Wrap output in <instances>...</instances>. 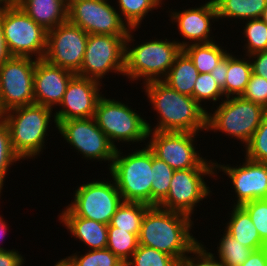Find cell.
<instances>
[{
  "label": "cell",
  "mask_w": 267,
  "mask_h": 266,
  "mask_svg": "<svg viewBox=\"0 0 267 266\" xmlns=\"http://www.w3.org/2000/svg\"><path fill=\"white\" fill-rule=\"evenodd\" d=\"M148 102L157 113L155 126L147 123L151 131L206 132L207 110L191 96L181 94L163 80L149 81L142 85Z\"/></svg>",
  "instance_id": "1"
},
{
  "label": "cell",
  "mask_w": 267,
  "mask_h": 266,
  "mask_svg": "<svg viewBox=\"0 0 267 266\" xmlns=\"http://www.w3.org/2000/svg\"><path fill=\"white\" fill-rule=\"evenodd\" d=\"M193 219L179 212L150 206L142 219L139 245L155 248L179 262L201 241L192 234Z\"/></svg>",
  "instance_id": "2"
},
{
  "label": "cell",
  "mask_w": 267,
  "mask_h": 266,
  "mask_svg": "<svg viewBox=\"0 0 267 266\" xmlns=\"http://www.w3.org/2000/svg\"><path fill=\"white\" fill-rule=\"evenodd\" d=\"M136 30L137 28L130 29L125 40L124 76L126 75L131 82L137 83L138 80H142L143 84L163 80L183 49L176 40L170 41L167 38L148 41L146 39L139 44L135 43L133 33Z\"/></svg>",
  "instance_id": "3"
},
{
  "label": "cell",
  "mask_w": 267,
  "mask_h": 266,
  "mask_svg": "<svg viewBox=\"0 0 267 266\" xmlns=\"http://www.w3.org/2000/svg\"><path fill=\"white\" fill-rule=\"evenodd\" d=\"M1 118L9 129L14 152L23 161L40 157L46 149V136H49L52 122L57 128L55 112L35 103L9 110Z\"/></svg>",
  "instance_id": "4"
},
{
  "label": "cell",
  "mask_w": 267,
  "mask_h": 266,
  "mask_svg": "<svg viewBox=\"0 0 267 266\" xmlns=\"http://www.w3.org/2000/svg\"><path fill=\"white\" fill-rule=\"evenodd\" d=\"M119 148L108 174L115 181L124 202H141L151 206L152 150L145 145L126 155L121 146Z\"/></svg>",
  "instance_id": "5"
},
{
  "label": "cell",
  "mask_w": 267,
  "mask_h": 266,
  "mask_svg": "<svg viewBox=\"0 0 267 266\" xmlns=\"http://www.w3.org/2000/svg\"><path fill=\"white\" fill-rule=\"evenodd\" d=\"M4 38L12 57L44 58L48 31L14 1H0Z\"/></svg>",
  "instance_id": "6"
},
{
  "label": "cell",
  "mask_w": 267,
  "mask_h": 266,
  "mask_svg": "<svg viewBox=\"0 0 267 266\" xmlns=\"http://www.w3.org/2000/svg\"><path fill=\"white\" fill-rule=\"evenodd\" d=\"M218 104L213 113L207 109V133L222 132L228 135V138L240 141L239 144H243L244 148L261 124L267 110L241 96L226 97Z\"/></svg>",
  "instance_id": "7"
},
{
  "label": "cell",
  "mask_w": 267,
  "mask_h": 266,
  "mask_svg": "<svg viewBox=\"0 0 267 266\" xmlns=\"http://www.w3.org/2000/svg\"><path fill=\"white\" fill-rule=\"evenodd\" d=\"M131 107L122 100L106 98L104 94L97 102L93 118L116 148L119 142L128 145L143 142L141 147L147 145L148 120Z\"/></svg>",
  "instance_id": "8"
},
{
  "label": "cell",
  "mask_w": 267,
  "mask_h": 266,
  "mask_svg": "<svg viewBox=\"0 0 267 266\" xmlns=\"http://www.w3.org/2000/svg\"><path fill=\"white\" fill-rule=\"evenodd\" d=\"M199 135L190 132L149 130L147 146L156 157L163 160L174 170L215 168V160H208L206 156L204 158L197 151L196 138Z\"/></svg>",
  "instance_id": "9"
},
{
  "label": "cell",
  "mask_w": 267,
  "mask_h": 266,
  "mask_svg": "<svg viewBox=\"0 0 267 266\" xmlns=\"http://www.w3.org/2000/svg\"><path fill=\"white\" fill-rule=\"evenodd\" d=\"M109 177L111 181L93 178V181L78 185L73 192V200L66 207L76 216L110 224L123 199L115 181Z\"/></svg>",
  "instance_id": "10"
},
{
  "label": "cell",
  "mask_w": 267,
  "mask_h": 266,
  "mask_svg": "<svg viewBox=\"0 0 267 266\" xmlns=\"http://www.w3.org/2000/svg\"><path fill=\"white\" fill-rule=\"evenodd\" d=\"M207 177L215 179V168L175 170L168 194L157 206L193 218L194 209L198 207L199 203L212 196L211 188L209 185L207 186L208 180H205Z\"/></svg>",
  "instance_id": "11"
},
{
  "label": "cell",
  "mask_w": 267,
  "mask_h": 266,
  "mask_svg": "<svg viewBox=\"0 0 267 266\" xmlns=\"http://www.w3.org/2000/svg\"><path fill=\"white\" fill-rule=\"evenodd\" d=\"M127 35L89 34L84 59L77 75L103 81L110 72L123 75Z\"/></svg>",
  "instance_id": "12"
},
{
  "label": "cell",
  "mask_w": 267,
  "mask_h": 266,
  "mask_svg": "<svg viewBox=\"0 0 267 266\" xmlns=\"http://www.w3.org/2000/svg\"><path fill=\"white\" fill-rule=\"evenodd\" d=\"M56 130L65 143L73 146L71 149H75L82 158L92 162H108L107 169L110 168L117 148L98 127L93 117L60 121Z\"/></svg>",
  "instance_id": "13"
},
{
  "label": "cell",
  "mask_w": 267,
  "mask_h": 266,
  "mask_svg": "<svg viewBox=\"0 0 267 266\" xmlns=\"http://www.w3.org/2000/svg\"><path fill=\"white\" fill-rule=\"evenodd\" d=\"M111 4L108 0H68L67 20L87 34L128 35L130 28Z\"/></svg>",
  "instance_id": "14"
},
{
  "label": "cell",
  "mask_w": 267,
  "mask_h": 266,
  "mask_svg": "<svg viewBox=\"0 0 267 266\" xmlns=\"http://www.w3.org/2000/svg\"><path fill=\"white\" fill-rule=\"evenodd\" d=\"M36 59L11 57L0 66V117L17 107L34 104Z\"/></svg>",
  "instance_id": "15"
},
{
  "label": "cell",
  "mask_w": 267,
  "mask_h": 266,
  "mask_svg": "<svg viewBox=\"0 0 267 266\" xmlns=\"http://www.w3.org/2000/svg\"><path fill=\"white\" fill-rule=\"evenodd\" d=\"M88 35L68 20L48 30L44 60L75 74L80 71Z\"/></svg>",
  "instance_id": "16"
},
{
  "label": "cell",
  "mask_w": 267,
  "mask_h": 266,
  "mask_svg": "<svg viewBox=\"0 0 267 266\" xmlns=\"http://www.w3.org/2000/svg\"><path fill=\"white\" fill-rule=\"evenodd\" d=\"M215 170L216 179L221 171L222 175L230 179L229 184L235 193L232 206H241L257 199H267V163L256 162L246 157L237 166L215 161Z\"/></svg>",
  "instance_id": "17"
},
{
  "label": "cell",
  "mask_w": 267,
  "mask_h": 266,
  "mask_svg": "<svg viewBox=\"0 0 267 266\" xmlns=\"http://www.w3.org/2000/svg\"><path fill=\"white\" fill-rule=\"evenodd\" d=\"M182 9L181 11L176 9L166 11L170 13H168L169 21L172 24L176 23L179 34L184 38L183 41L175 39L182 49L191 44L215 41L211 28H213L214 21L218 22V16L213 0L206 1L198 7Z\"/></svg>",
  "instance_id": "18"
},
{
  "label": "cell",
  "mask_w": 267,
  "mask_h": 266,
  "mask_svg": "<svg viewBox=\"0 0 267 266\" xmlns=\"http://www.w3.org/2000/svg\"><path fill=\"white\" fill-rule=\"evenodd\" d=\"M102 86L97 80L75 74L67 86L59 109L54 111L57 124L69 119L94 117L97 102L103 95L100 91Z\"/></svg>",
  "instance_id": "19"
},
{
  "label": "cell",
  "mask_w": 267,
  "mask_h": 266,
  "mask_svg": "<svg viewBox=\"0 0 267 266\" xmlns=\"http://www.w3.org/2000/svg\"><path fill=\"white\" fill-rule=\"evenodd\" d=\"M75 73L49 64L46 60L36 61L34 69V103L55 109L63 100L64 93Z\"/></svg>",
  "instance_id": "20"
},
{
  "label": "cell",
  "mask_w": 267,
  "mask_h": 266,
  "mask_svg": "<svg viewBox=\"0 0 267 266\" xmlns=\"http://www.w3.org/2000/svg\"><path fill=\"white\" fill-rule=\"evenodd\" d=\"M58 215L63 224L75 240L79 239L88 250L105 249L108 241V225L74 215L66 206Z\"/></svg>",
  "instance_id": "21"
},
{
  "label": "cell",
  "mask_w": 267,
  "mask_h": 266,
  "mask_svg": "<svg viewBox=\"0 0 267 266\" xmlns=\"http://www.w3.org/2000/svg\"><path fill=\"white\" fill-rule=\"evenodd\" d=\"M47 31L67 21L68 0H13Z\"/></svg>",
  "instance_id": "22"
},
{
  "label": "cell",
  "mask_w": 267,
  "mask_h": 266,
  "mask_svg": "<svg viewBox=\"0 0 267 266\" xmlns=\"http://www.w3.org/2000/svg\"><path fill=\"white\" fill-rule=\"evenodd\" d=\"M231 208L227 218L229 221L225 223L224 230L253 251L262 249L265 243L261 240L249 214L241 206Z\"/></svg>",
  "instance_id": "23"
},
{
  "label": "cell",
  "mask_w": 267,
  "mask_h": 266,
  "mask_svg": "<svg viewBox=\"0 0 267 266\" xmlns=\"http://www.w3.org/2000/svg\"><path fill=\"white\" fill-rule=\"evenodd\" d=\"M199 75L193 61L182 50L163 81L181 94L193 98V89Z\"/></svg>",
  "instance_id": "24"
},
{
  "label": "cell",
  "mask_w": 267,
  "mask_h": 266,
  "mask_svg": "<svg viewBox=\"0 0 267 266\" xmlns=\"http://www.w3.org/2000/svg\"><path fill=\"white\" fill-rule=\"evenodd\" d=\"M218 21L228 20L234 23L239 19L241 22L251 19H259L264 11L267 0H213Z\"/></svg>",
  "instance_id": "25"
},
{
  "label": "cell",
  "mask_w": 267,
  "mask_h": 266,
  "mask_svg": "<svg viewBox=\"0 0 267 266\" xmlns=\"http://www.w3.org/2000/svg\"><path fill=\"white\" fill-rule=\"evenodd\" d=\"M228 53V70L226 73L225 98L241 96L252 75V64L248 55ZM246 56V57H245ZM245 57V58H244Z\"/></svg>",
  "instance_id": "26"
},
{
  "label": "cell",
  "mask_w": 267,
  "mask_h": 266,
  "mask_svg": "<svg viewBox=\"0 0 267 266\" xmlns=\"http://www.w3.org/2000/svg\"><path fill=\"white\" fill-rule=\"evenodd\" d=\"M183 51L193 61L199 73H211L229 53V49L227 51L226 47H223L217 41L191 44L183 48Z\"/></svg>",
  "instance_id": "27"
},
{
  "label": "cell",
  "mask_w": 267,
  "mask_h": 266,
  "mask_svg": "<svg viewBox=\"0 0 267 266\" xmlns=\"http://www.w3.org/2000/svg\"><path fill=\"white\" fill-rule=\"evenodd\" d=\"M117 1L116 8L122 20L130 29L141 27L142 21L146 19L148 13L155 9H161L164 0H114Z\"/></svg>",
  "instance_id": "28"
},
{
  "label": "cell",
  "mask_w": 267,
  "mask_h": 266,
  "mask_svg": "<svg viewBox=\"0 0 267 266\" xmlns=\"http://www.w3.org/2000/svg\"><path fill=\"white\" fill-rule=\"evenodd\" d=\"M150 205L141 202H122L112 216L110 225L139 235L142 219Z\"/></svg>",
  "instance_id": "29"
},
{
  "label": "cell",
  "mask_w": 267,
  "mask_h": 266,
  "mask_svg": "<svg viewBox=\"0 0 267 266\" xmlns=\"http://www.w3.org/2000/svg\"><path fill=\"white\" fill-rule=\"evenodd\" d=\"M222 236V237H221ZM219 245L217 244V253H212L223 266H241L252 253V249L241 244L234 239L225 230L223 235H220Z\"/></svg>",
  "instance_id": "30"
},
{
  "label": "cell",
  "mask_w": 267,
  "mask_h": 266,
  "mask_svg": "<svg viewBox=\"0 0 267 266\" xmlns=\"http://www.w3.org/2000/svg\"><path fill=\"white\" fill-rule=\"evenodd\" d=\"M139 245L138 236L108 224L107 247L125 264L131 259Z\"/></svg>",
  "instance_id": "31"
},
{
  "label": "cell",
  "mask_w": 267,
  "mask_h": 266,
  "mask_svg": "<svg viewBox=\"0 0 267 266\" xmlns=\"http://www.w3.org/2000/svg\"><path fill=\"white\" fill-rule=\"evenodd\" d=\"M153 182L151 187V206H157L168 194L174 169L152 152Z\"/></svg>",
  "instance_id": "32"
},
{
  "label": "cell",
  "mask_w": 267,
  "mask_h": 266,
  "mask_svg": "<svg viewBox=\"0 0 267 266\" xmlns=\"http://www.w3.org/2000/svg\"><path fill=\"white\" fill-rule=\"evenodd\" d=\"M245 26L242 25L243 31L241 32L244 36L243 39L246 43L243 45L242 52L244 55H251L260 51H267V24L259 19H251L242 21Z\"/></svg>",
  "instance_id": "33"
},
{
  "label": "cell",
  "mask_w": 267,
  "mask_h": 266,
  "mask_svg": "<svg viewBox=\"0 0 267 266\" xmlns=\"http://www.w3.org/2000/svg\"><path fill=\"white\" fill-rule=\"evenodd\" d=\"M193 98L206 110L207 107L205 105L208 101H210L209 103L213 102V107L211 108L214 109V104H218L216 102L220 103V100L225 99V96L211 73H199L193 89ZM203 102L205 103L204 106L201 104Z\"/></svg>",
  "instance_id": "34"
},
{
  "label": "cell",
  "mask_w": 267,
  "mask_h": 266,
  "mask_svg": "<svg viewBox=\"0 0 267 266\" xmlns=\"http://www.w3.org/2000/svg\"><path fill=\"white\" fill-rule=\"evenodd\" d=\"M79 253L80 251L67 256L72 266H125L108 248L87 250L83 255Z\"/></svg>",
  "instance_id": "35"
},
{
  "label": "cell",
  "mask_w": 267,
  "mask_h": 266,
  "mask_svg": "<svg viewBox=\"0 0 267 266\" xmlns=\"http://www.w3.org/2000/svg\"><path fill=\"white\" fill-rule=\"evenodd\" d=\"M125 266H179V262L174 257L155 248L138 245Z\"/></svg>",
  "instance_id": "36"
},
{
  "label": "cell",
  "mask_w": 267,
  "mask_h": 266,
  "mask_svg": "<svg viewBox=\"0 0 267 266\" xmlns=\"http://www.w3.org/2000/svg\"><path fill=\"white\" fill-rule=\"evenodd\" d=\"M20 160L12 148L9 129L0 117V194L3 192L6 176L10 171L9 168L17 162L19 163Z\"/></svg>",
  "instance_id": "37"
},
{
  "label": "cell",
  "mask_w": 267,
  "mask_h": 266,
  "mask_svg": "<svg viewBox=\"0 0 267 266\" xmlns=\"http://www.w3.org/2000/svg\"><path fill=\"white\" fill-rule=\"evenodd\" d=\"M244 157L267 163V112L264 114L261 124L252 135L250 141L244 146Z\"/></svg>",
  "instance_id": "38"
},
{
  "label": "cell",
  "mask_w": 267,
  "mask_h": 266,
  "mask_svg": "<svg viewBox=\"0 0 267 266\" xmlns=\"http://www.w3.org/2000/svg\"><path fill=\"white\" fill-rule=\"evenodd\" d=\"M249 214L261 240L267 243V199H257L241 205Z\"/></svg>",
  "instance_id": "39"
},
{
  "label": "cell",
  "mask_w": 267,
  "mask_h": 266,
  "mask_svg": "<svg viewBox=\"0 0 267 266\" xmlns=\"http://www.w3.org/2000/svg\"><path fill=\"white\" fill-rule=\"evenodd\" d=\"M202 243L199 242L195 248L184 256L179 261V266H223L220 260L206 248V245L204 246V242Z\"/></svg>",
  "instance_id": "40"
},
{
  "label": "cell",
  "mask_w": 267,
  "mask_h": 266,
  "mask_svg": "<svg viewBox=\"0 0 267 266\" xmlns=\"http://www.w3.org/2000/svg\"><path fill=\"white\" fill-rule=\"evenodd\" d=\"M241 97L267 110V79L252 73Z\"/></svg>",
  "instance_id": "41"
},
{
  "label": "cell",
  "mask_w": 267,
  "mask_h": 266,
  "mask_svg": "<svg viewBox=\"0 0 267 266\" xmlns=\"http://www.w3.org/2000/svg\"><path fill=\"white\" fill-rule=\"evenodd\" d=\"M252 73L267 79V51H260L249 55Z\"/></svg>",
  "instance_id": "42"
},
{
  "label": "cell",
  "mask_w": 267,
  "mask_h": 266,
  "mask_svg": "<svg viewBox=\"0 0 267 266\" xmlns=\"http://www.w3.org/2000/svg\"><path fill=\"white\" fill-rule=\"evenodd\" d=\"M26 259L15 249L0 250V266H24Z\"/></svg>",
  "instance_id": "43"
},
{
  "label": "cell",
  "mask_w": 267,
  "mask_h": 266,
  "mask_svg": "<svg viewBox=\"0 0 267 266\" xmlns=\"http://www.w3.org/2000/svg\"><path fill=\"white\" fill-rule=\"evenodd\" d=\"M228 70V54L219 62V64L211 71V75L223 90L225 96L226 73Z\"/></svg>",
  "instance_id": "44"
},
{
  "label": "cell",
  "mask_w": 267,
  "mask_h": 266,
  "mask_svg": "<svg viewBox=\"0 0 267 266\" xmlns=\"http://www.w3.org/2000/svg\"><path fill=\"white\" fill-rule=\"evenodd\" d=\"M241 266H267V258L263 248L252 251L248 259Z\"/></svg>",
  "instance_id": "45"
},
{
  "label": "cell",
  "mask_w": 267,
  "mask_h": 266,
  "mask_svg": "<svg viewBox=\"0 0 267 266\" xmlns=\"http://www.w3.org/2000/svg\"><path fill=\"white\" fill-rule=\"evenodd\" d=\"M11 57L12 55L7 48V44L4 38L3 25L0 19V66L8 61Z\"/></svg>",
  "instance_id": "46"
},
{
  "label": "cell",
  "mask_w": 267,
  "mask_h": 266,
  "mask_svg": "<svg viewBox=\"0 0 267 266\" xmlns=\"http://www.w3.org/2000/svg\"><path fill=\"white\" fill-rule=\"evenodd\" d=\"M7 223L8 221L6 222V220H4L2 215H0V241H2V239L5 238L7 230L9 232V227L7 226L8 225ZM3 249H7V248H4L3 245L2 247L0 246V250H3Z\"/></svg>",
  "instance_id": "47"
},
{
  "label": "cell",
  "mask_w": 267,
  "mask_h": 266,
  "mask_svg": "<svg viewBox=\"0 0 267 266\" xmlns=\"http://www.w3.org/2000/svg\"><path fill=\"white\" fill-rule=\"evenodd\" d=\"M54 266H72L70 260L66 257L63 259L58 260Z\"/></svg>",
  "instance_id": "48"
},
{
  "label": "cell",
  "mask_w": 267,
  "mask_h": 266,
  "mask_svg": "<svg viewBox=\"0 0 267 266\" xmlns=\"http://www.w3.org/2000/svg\"><path fill=\"white\" fill-rule=\"evenodd\" d=\"M260 19L263 20L267 24V5L264 11L262 12Z\"/></svg>",
  "instance_id": "49"
},
{
  "label": "cell",
  "mask_w": 267,
  "mask_h": 266,
  "mask_svg": "<svg viewBox=\"0 0 267 266\" xmlns=\"http://www.w3.org/2000/svg\"><path fill=\"white\" fill-rule=\"evenodd\" d=\"M263 250L265 251L266 258H267V243L264 244V246H263Z\"/></svg>",
  "instance_id": "50"
}]
</instances>
